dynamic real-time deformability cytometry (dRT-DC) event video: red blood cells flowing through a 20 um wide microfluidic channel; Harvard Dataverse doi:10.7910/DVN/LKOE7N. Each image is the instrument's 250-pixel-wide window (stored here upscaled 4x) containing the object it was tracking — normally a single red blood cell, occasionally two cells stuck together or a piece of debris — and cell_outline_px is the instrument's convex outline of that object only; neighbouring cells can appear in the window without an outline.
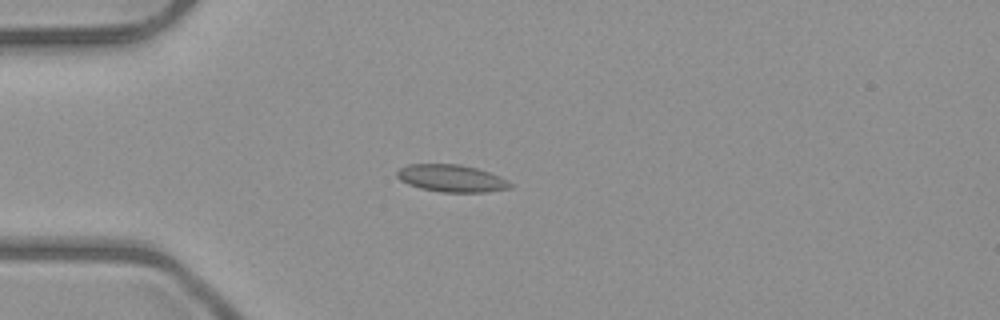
{"species": "common noctule bat (a hibernating species)", "species_latin": "Nyctalus noctula", "temperature_condition": "room temperature", "stored_images_in_passage": 4, "camera_frame_rate_fps": 3000, "um_per_image_px": 0.085, "animal": {"sex": "male", "body_mass_g": 23.1, "forearm_length_mm": 52.7}, "frame": {"image": 1, "passage_image": 4, "time_ms": 3.667, "image_size_px": [1000, 320], "cell_outline_px": [[512, 188], [484, 192], [440, 192], [420, 188], [408, 184], [400, 180], [396, 176], [396, 172], [400, 168], [408, 164], [460, 164], [476, 168], [500, 176], [512, 184]], "centroid_in_image_um": [38.35, 15.16], "position_along_channel_um": 46.6, "area_um2": 17.98}}